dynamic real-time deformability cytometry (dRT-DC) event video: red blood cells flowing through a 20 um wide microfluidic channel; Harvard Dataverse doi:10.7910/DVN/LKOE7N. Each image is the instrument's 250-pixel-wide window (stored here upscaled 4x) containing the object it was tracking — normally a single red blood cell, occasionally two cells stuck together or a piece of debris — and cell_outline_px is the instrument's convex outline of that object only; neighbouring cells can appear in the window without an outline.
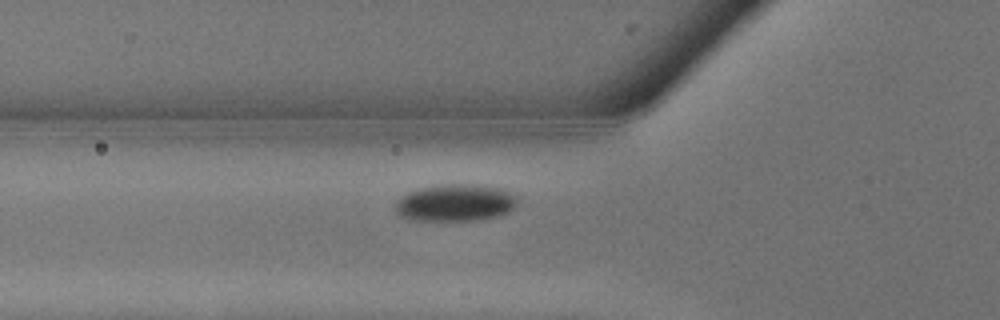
{"species": "common noctule bat (a hibernating species)", "species_latin": "Nyctalus noctula", "temperature_condition": "warm", "stored_images_in_passage": 4, "camera_frame_rate_fps": 3000, "um_per_image_px": 0.085, "animal": {"sex": "male", "body_mass_g": 13.3}, "frame": {"image": 1, "passage_image": 2, "time_ms": 0.333, "image_size_px": [1000, 320], "cell_outline_px": [[520, 200], [508, 212], [500, 216], [476, 220], [412, 220], [400, 216], [396, 212], [392, 204], [400, 196], [416, 188], [436, 184], [484, 184], [504, 188], [512, 192]], "centroid_in_image_um": [38.69, 17.21], "position_along_channel_um": 87.1, "area_um2": 27.22}}
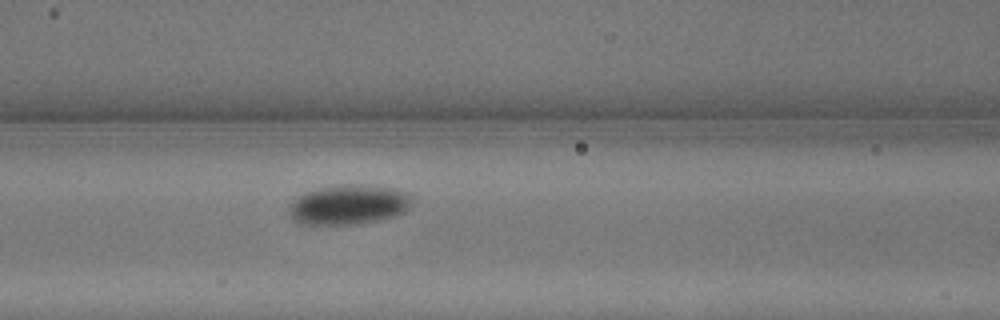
{"frame": {"image": 2, "passage_image": 4, "time_ms": 1.0, "image_size_px": [1000, 320], "cell_outline_px": [[412, 196], [408, 208], [404, 212], [396, 216], [376, 220], [352, 224], [304, 224], [296, 220], [292, 216], [288, 208], [292, 200], [296, 196], [304, 192], [320, 188], [340, 184], [368, 184], [396, 188]], "centroid_in_image_um": [29.64, 17.36], "position_along_channel_um": 137.0, "area_um2": 28.5}}